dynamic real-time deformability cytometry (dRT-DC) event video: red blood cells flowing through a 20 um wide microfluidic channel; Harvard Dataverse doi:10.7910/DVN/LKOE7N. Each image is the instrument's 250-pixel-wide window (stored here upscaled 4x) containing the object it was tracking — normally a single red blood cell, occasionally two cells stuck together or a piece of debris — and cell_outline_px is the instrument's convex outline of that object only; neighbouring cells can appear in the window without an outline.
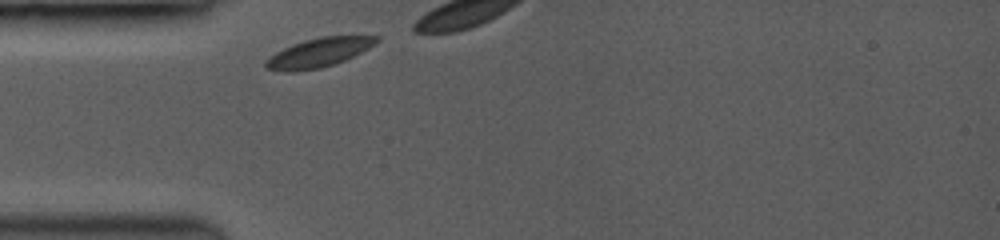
{"species": "common noctule bat (a hibernating species)", "species_latin": "Nyctalus noctula", "temperature_condition": "room temperature", "stored_images_in_passage": 6, "camera_frame_rate_fps": 3500, "um_per_image_px": 0.085, "animal": {"sex": "female", "body_mass_g": 19.0, "forearm_length_mm": 53.3}, "frame": {"image": 1, "passage_image": 1, "time_ms": 0.0, "image_size_px": [1000, 240], "cell_outline_px": [[380, 40], [376, 44], [344, 60], [320, 68], [288, 72], [264, 68], [264, 60], [276, 52], [292, 44], [304, 40], [320, 36], [380, 36]], "centroid_in_image_um": [27.06, 4.46], "position_along_channel_um": 57.9, "area_um2": 18.61}}